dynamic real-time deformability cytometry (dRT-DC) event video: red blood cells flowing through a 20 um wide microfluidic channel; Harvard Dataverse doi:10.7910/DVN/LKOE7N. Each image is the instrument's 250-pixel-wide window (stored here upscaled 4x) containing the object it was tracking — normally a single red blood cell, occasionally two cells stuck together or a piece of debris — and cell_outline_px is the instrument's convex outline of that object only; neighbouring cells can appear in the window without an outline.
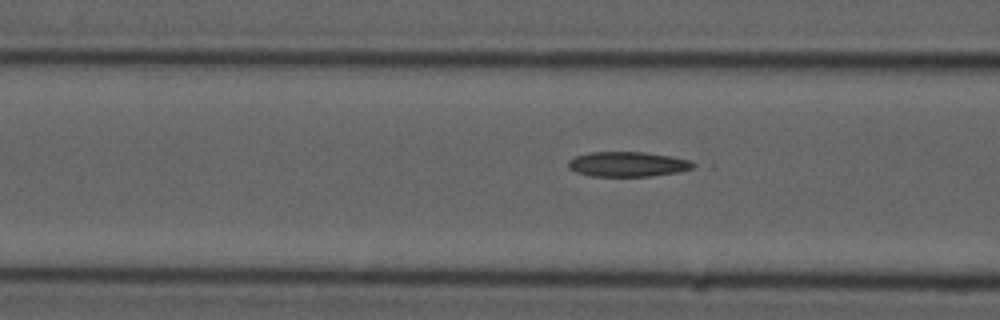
{"species": "common noctule bat (a hibernating species)", "species_latin": "Nyctalus noctula", "temperature_condition": "cold", "stored_images_in_passage": 42, "camera_frame_rate_fps": 3000, "um_per_image_px": 0.085, "animal": {"sex": "male", "forearm_length_mm": 52.5}, "frame": {"image": 1, "passage_image": 21, "time_ms": 6.667, "image_size_px": [1000, 320], "cell_outline_px": [[700, 164], [692, 168], [680, 172], [652, 176], [592, 176], [576, 172], [568, 168], [568, 160], [576, 156], [588, 152], [644, 152], [672, 156], [692, 160]], "centroid_in_image_um": [53.41, 13.95], "position_along_channel_um": 113.2, "area_um2": 18.44}}
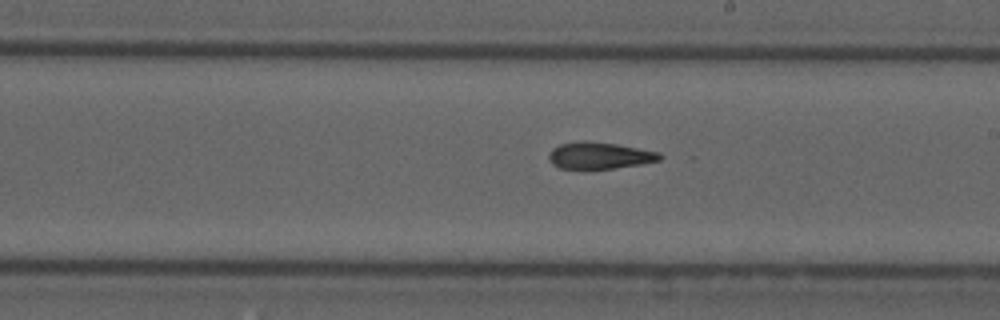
{"frame": {"image": 2, "passage_image": 31, "time_ms": 10.0, "image_size_px": [1000, 320], "cell_outline_px": [[664, 156], [660, 160], [640, 164], [588, 172], [560, 168], [552, 164], [548, 160], [548, 156], [552, 148], [560, 144], [580, 140], [588, 140], [616, 144], [660, 152]], "centroid_in_image_um": [50.9, 13.25], "position_along_channel_um": 238.1, "area_um2": 18.09}}
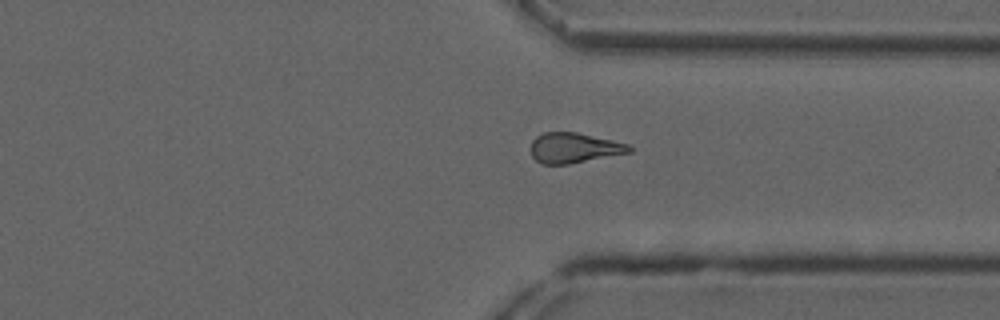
{"frame": {"image": 3, "passage_image": 41, "time_ms": 13.333, "image_size_px": [1000, 320], "cell_outline_px": [[632, 152], [568, 164], [544, 164], [536, 160], [532, 156], [532, 140], [536, 136], [544, 132], [576, 132], [628, 144], [632, 148]], "centroid_in_image_um": [48.79, 12.57], "position_along_channel_um": 362.6, "area_um2": 17.11}}